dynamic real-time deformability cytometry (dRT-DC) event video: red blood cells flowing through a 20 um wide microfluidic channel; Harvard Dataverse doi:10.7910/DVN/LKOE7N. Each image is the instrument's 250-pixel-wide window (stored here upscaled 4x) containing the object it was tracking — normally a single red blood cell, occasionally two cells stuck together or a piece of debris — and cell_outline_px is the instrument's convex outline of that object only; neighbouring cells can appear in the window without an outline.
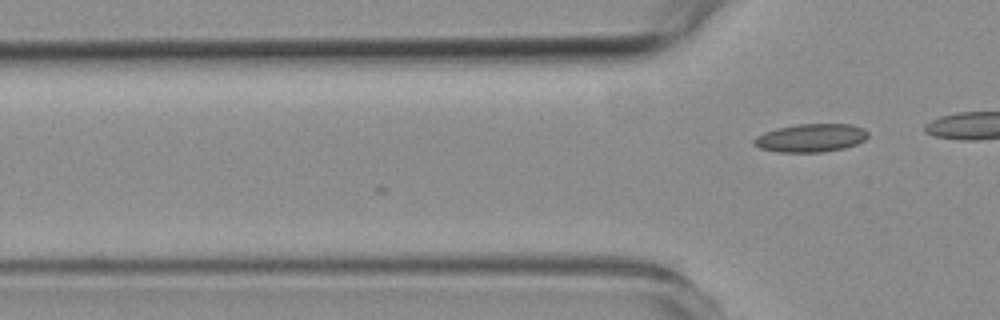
{"species": "common noctule bat (a hibernating species)", "species_latin": "Nyctalus noctula", "temperature_condition": "room temperature", "stored_images_in_passage": 4, "camera_frame_rate_fps": 3000, "um_per_image_px": 0.085, "animal": {"sex": "female", "body_mass_g": 19.3, "forearm_length_mm": 54.1}, "frame": {"image": 1, "passage_image": 4, "time_ms": 3.333, "image_size_px": [1000, 320], "cell_outline_px": [[868, 136], [864, 140], [856, 144], [844, 148], [824, 152], [776, 152], [760, 148], [752, 144], [752, 140], [756, 136], [764, 132], [776, 128], [800, 124], [852, 124], [864, 128], [868, 132]], "centroid_in_image_um": [68.9, 11.72], "position_along_channel_um": 56.9, "area_um2": 18.9}}